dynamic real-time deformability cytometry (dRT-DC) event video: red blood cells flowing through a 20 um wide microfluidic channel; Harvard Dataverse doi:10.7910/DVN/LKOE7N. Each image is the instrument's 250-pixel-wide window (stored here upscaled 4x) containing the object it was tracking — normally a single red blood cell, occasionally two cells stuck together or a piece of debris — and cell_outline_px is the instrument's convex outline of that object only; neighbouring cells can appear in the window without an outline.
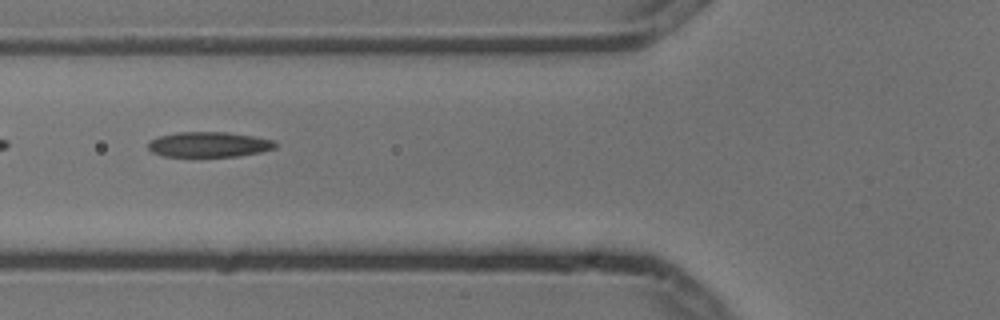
{"species": "common noctule bat (a hibernating species)", "species_latin": "Nyctalus noctula", "temperature_condition": "cold", "stored_images_in_passage": 14, "segment_of_instrument_passage": [2, 2], "camera_frame_rate_fps": 3000, "um_per_image_px": 0.085, "animal": {"sex": "male", "body_mass_g": 13.3}, "frame": {"image": 1, "passage_image": 5, "time_ms": 1.333, "image_size_px": [1000, 320], "cell_outline_px": [[276, 148], [260, 152], [236, 156], [160, 156], [152, 152], [148, 148], [148, 140], [160, 136], [176, 132], [228, 132], [276, 140]], "centroid_in_image_um": [17.74, 12.27], "position_along_channel_um": 108.1, "area_um2": 18.73}}
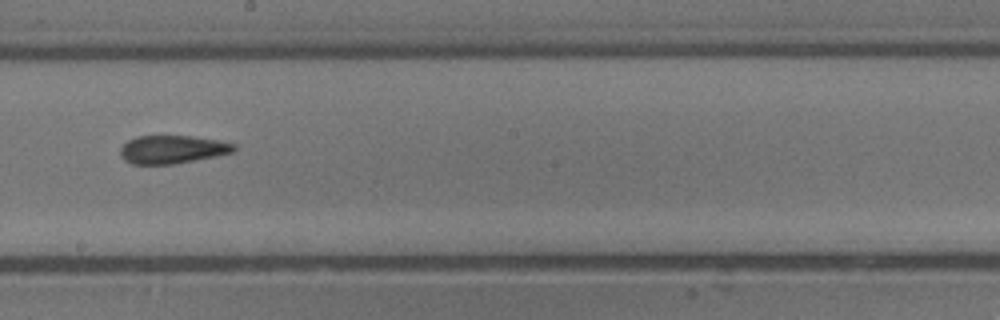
{"frame": {"image": 2, "passage_image": 8, "time_ms": 2.333, "image_size_px": [1000, 320], "cell_outline_px": [[236, 148], [232, 152], [216, 156], [172, 164], [132, 164], [124, 160], [120, 156], [120, 148], [128, 140], [136, 136], [192, 136], [220, 140], [236, 144]], "centroid_in_image_um": [14.64, 12.69], "position_along_channel_um": 233.6, "area_um2": 18.67}}
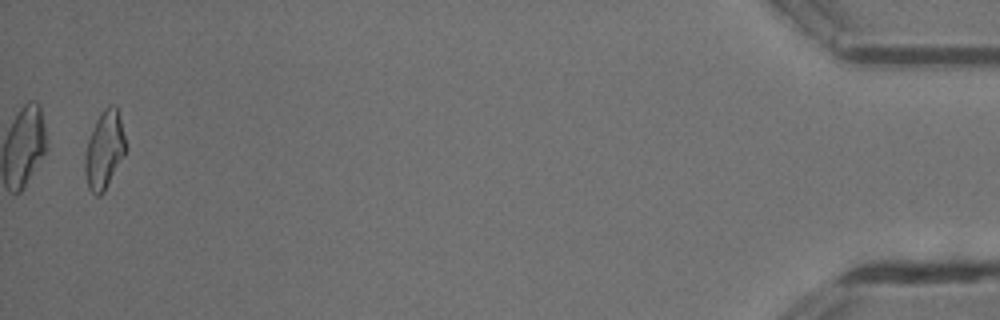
{"frame": {"image": 3, "passage_image": 14, "time_ms": 4.333, "image_size_px": [1000, 320], "cell_outline_px": [[124, 156], [104, 192], [100, 196], [96, 196], [88, 188], [84, 172], [84, 160], [88, 140], [96, 120], [100, 112], [108, 104], [116, 104], [120, 116], [124, 136]], "centroid_in_image_um": [8.85, 12.74], "position_along_channel_um": 426.3, "area_um2": 18.44}}